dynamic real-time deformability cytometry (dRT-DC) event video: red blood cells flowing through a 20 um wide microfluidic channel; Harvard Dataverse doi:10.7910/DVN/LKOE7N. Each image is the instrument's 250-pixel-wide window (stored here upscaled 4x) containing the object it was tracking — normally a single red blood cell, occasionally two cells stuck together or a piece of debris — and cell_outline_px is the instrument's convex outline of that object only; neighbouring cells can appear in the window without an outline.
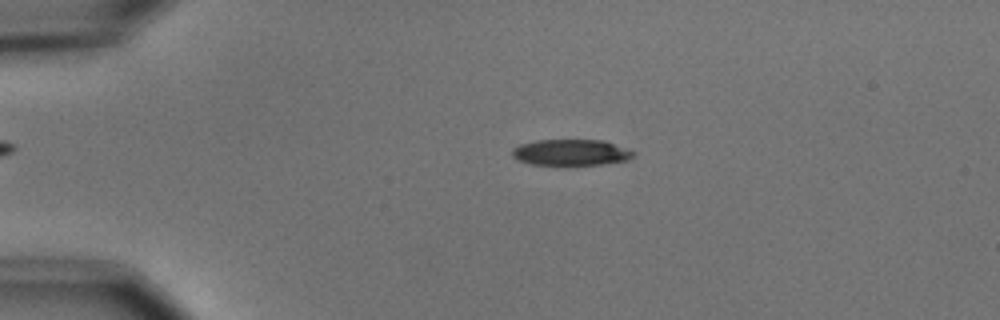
{"species": "common noctule bat (a hibernating species)", "species_latin": "Nyctalus noctula", "temperature_condition": "cold", "stored_images_in_passage": 4, "camera_frame_rate_fps": 3000, "um_per_image_px": 0.085, "animal": {"sex": "male", "body_mass_g": 15.6}, "frame": {"image": 1, "passage_image": 3, "time_ms": 2.333, "image_size_px": [1000, 320], "cell_outline_px": [[636, 156], [628, 160], [604, 164], [528, 164], [516, 160], [512, 156], [512, 148], [520, 144], [536, 140], [604, 140], [636, 152]], "centroid_in_image_um": [48.53, 12.95], "position_along_channel_um": 36.5, "area_um2": 18.5}}